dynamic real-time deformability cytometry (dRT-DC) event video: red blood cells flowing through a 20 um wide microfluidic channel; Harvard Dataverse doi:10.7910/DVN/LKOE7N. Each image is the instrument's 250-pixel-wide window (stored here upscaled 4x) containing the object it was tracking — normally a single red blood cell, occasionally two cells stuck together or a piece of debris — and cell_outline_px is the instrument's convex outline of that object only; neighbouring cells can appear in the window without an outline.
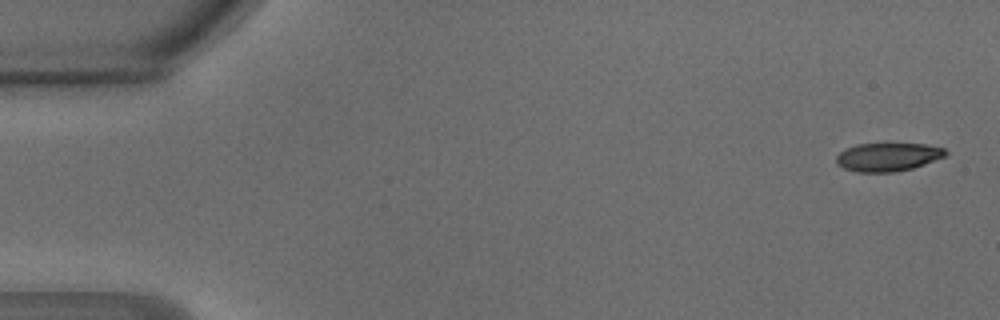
{"species": "common noctule bat (a hibernating species)", "species_latin": "Nyctalus noctula", "temperature_condition": "warm", "stored_images_in_passage": 47, "camera_frame_rate_fps": 3000, "um_per_image_px": 0.085, "animal": {"sex": "male", "body_mass_g": 18.8}, "frame": {"image": 1, "passage_image": 2, "time_ms": 0.333, "image_size_px": [1000, 320], "cell_outline_px": [[948, 152], [944, 156], [924, 164], [912, 168], [892, 172], [856, 172], [844, 168], [836, 164], [836, 156], [840, 152], [856, 144], [924, 144], [944, 148]], "centroid_in_image_um": [75.44, 13.34], "position_along_channel_um": 9.6, "area_um2": 17.86}}
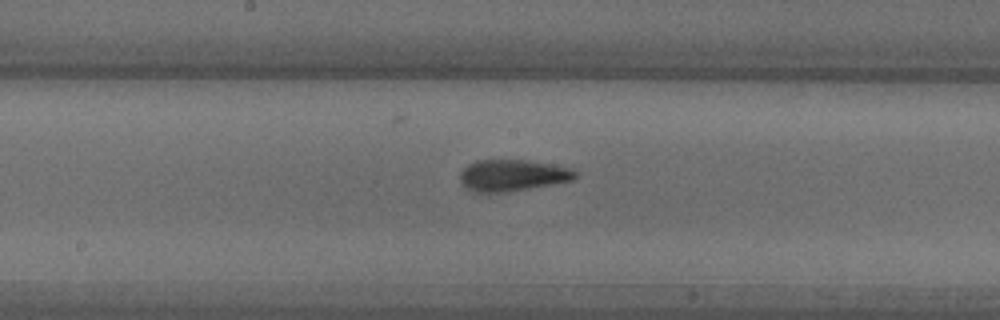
{"frame": {"image": 2, "passage_image": 25, "time_ms": 8.0, "image_size_px": [1000, 320], "cell_outline_px": [[576, 176], [572, 180], [552, 184], [508, 192], [476, 192], [468, 188], [460, 180], [460, 172], [468, 164], [476, 160], [528, 160], [572, 168], [576, 172]], "centroid_in_image_um": [43.56, 14.89], "position_along_channel_um": 204.6, "area_um2": 20.98}}
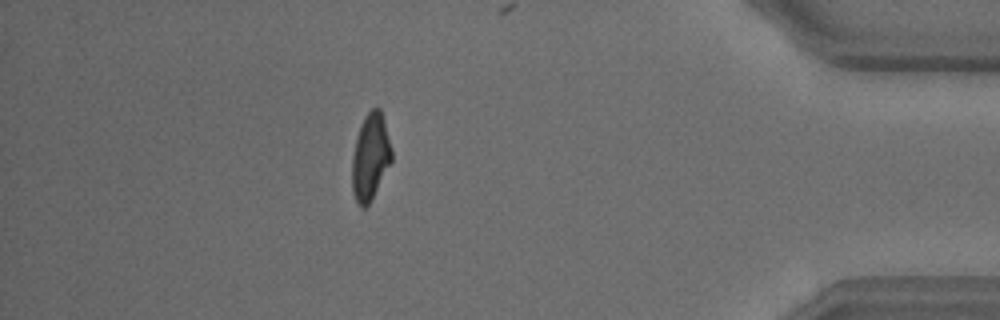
{"frame": {"image": 3, "passage_image": 42, "time_ms": 13.667, "image_size_px": [1000, 320], "cell_outline_px": [[392, 160], [372, 200], [364, 208], [360, 208], [352, 192], [352, 156], [360, 124], [364, 116], [372, 108], [380, 108], [392, 148]], "centroid_in_image_um": [31.48, 13.36], "position_along_channel_um": 403.7, "area_um2": 20.0}, "authors_computed_cell_mechanics": {"area_um2": 20.23, "velocity_mm_per_s": 4.2773, "shape_relaxation_time_tau1_ms": 6.5198, "shape_relaxation_time_tau2_ms": 1.5986, "deformation_change_tau1": 0.2455, "deformation_change_tau2": 0.1001}}